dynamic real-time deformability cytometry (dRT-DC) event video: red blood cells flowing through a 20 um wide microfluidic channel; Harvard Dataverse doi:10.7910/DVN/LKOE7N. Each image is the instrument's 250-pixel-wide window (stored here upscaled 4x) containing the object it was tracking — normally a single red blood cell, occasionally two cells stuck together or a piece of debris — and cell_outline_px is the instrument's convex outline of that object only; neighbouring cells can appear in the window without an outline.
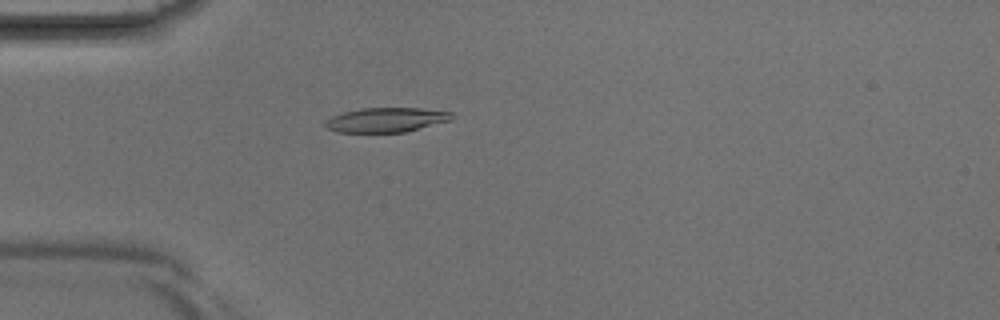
{"species": "Egyptian fruit bat (a non-hibernating species)", "species_latin": "Rousettus aegyptiacus", "temperature_condition": "room temperature", "stored_images_in_passage": 36, "camera_frame_rate_fps": 3000, "um_per_image_px": 0.085, "animal": {"sex": "male"}, "frame": {"image": 1, "passage_image": 6, "time_ms": 1.667, "image_size_px": [1000, 320], "cell_outline_px": [[452, 120], [404, 132], [336, 132], [328, 128], [324, 124], [324, 120], [332, 116], [344, 112], [360, 108], [420, 108], [452, 112]], "centroid_in_image_um": [32.81, 10.18], "position_along_channel_um": 52.2, "area_um2": 18.03}}
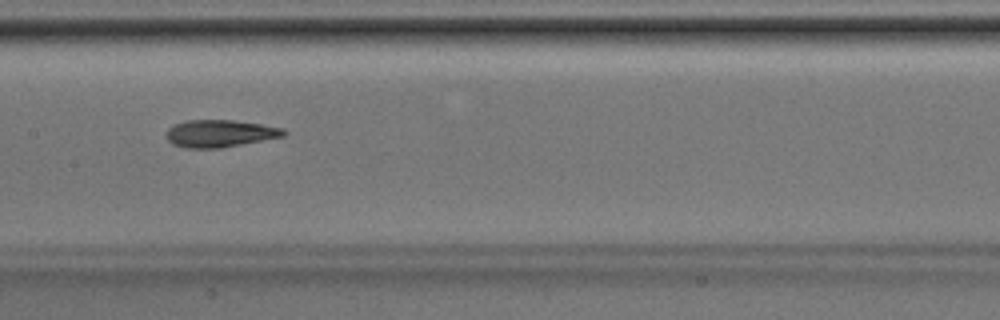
{"frame": {"image": 2, "passage_image": 15, "time_ms": 4.667, "image_size_px": [1000, 320], "cell_outline_px": [[288, 132], [284, 136], [220, 148], [184, 148], [172, 144], [164, 136], [168, 128], [176, 124], [188, 120], [232, 120], [260, 124], [284, 128]], "centroid_in_image_um": [18.67, 11.35], "position_along_channel_um": 188.7, "area_um2": 18.67}}
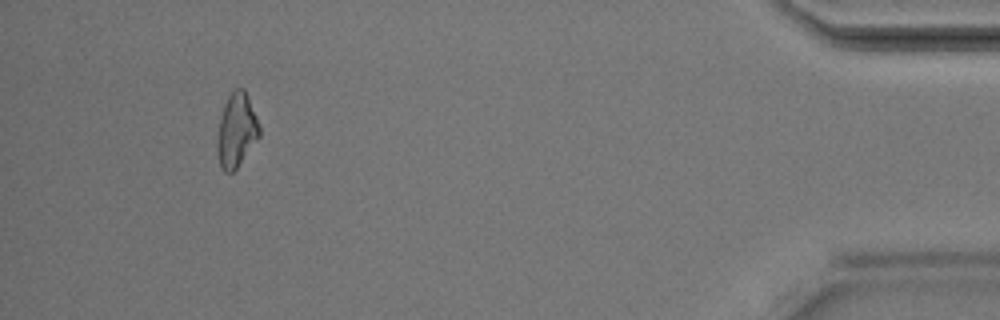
{"frame": {"image": 3, "passage_image": 33, "time_ms": 10.667, "image_size_px": [1000, 320], "cell_outline_px": [[260, 136], [236, 168], [232, 172], [224, 172], [220, 168], [216, 152], [216, 140], [220, 116], [224, 104], [228, 96], [236, 88], [244, 88], [248, 96], [256, 116], [260, 128]], "centroid_in_image_um": [20.07, 11.09], "position_along_channel_um": 415.1, "area_um2": 18.26}}